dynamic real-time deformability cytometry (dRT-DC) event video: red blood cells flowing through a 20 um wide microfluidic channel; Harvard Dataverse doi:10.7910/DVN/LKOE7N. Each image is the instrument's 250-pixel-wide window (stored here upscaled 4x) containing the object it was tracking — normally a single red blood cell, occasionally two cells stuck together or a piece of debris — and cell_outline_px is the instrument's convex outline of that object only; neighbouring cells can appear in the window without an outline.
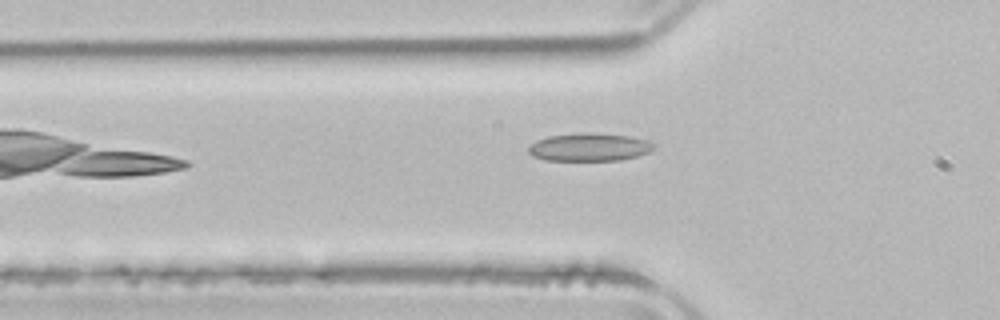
{"species": "common noctule bat (a hibernating species)", "species_latin": "Nyctalus noctula", "temperature_condition": "room temperature", "stored_images_in_passage": 4, "camera_frame_rate_fps": 3000, "um_per_image_px": 0.085, "animal": {"sex": "male", "body_mass_g": 21.5, "forearm_length_mm": 52.0}, "frame": {"image": 1, "passage_image": 4, "time_ms": 5.667, "image_size_px": [1000, 320], "cell_outline_px": [[656, 144], [648, 152], [636, 156], [620, 160], [544, 160], [532, 156], [528, 152], [528, 148], [536, 140], [548, 136], [588, 132], [632, 136], [648, 140]], "centroid_in_image_um": [50.09, 12.5], "position_along_channel_um": 75.7, "area_um2": 20.4}}